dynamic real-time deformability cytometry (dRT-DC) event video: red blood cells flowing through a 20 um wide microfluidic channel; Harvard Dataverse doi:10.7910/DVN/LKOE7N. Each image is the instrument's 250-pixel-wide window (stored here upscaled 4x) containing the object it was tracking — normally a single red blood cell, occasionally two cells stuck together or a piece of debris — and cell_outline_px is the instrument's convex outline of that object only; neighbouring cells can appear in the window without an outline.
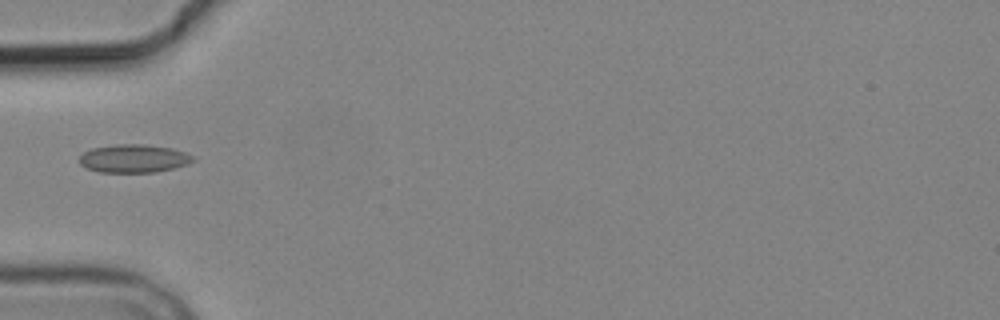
{"species": "common noctule bat (a hibernating species)", "species_latin": "Nyctalus noctula", "temperature_condition": "cold", "stored_images_in_passage": 3, "camera_frame_rate_fps": 3000, "um_per_image_px": 0.085, "animal": {"sex": "male", "body_mass_g": 19.2, "forearm_length_mm": 51.8}, "frame": {"image": 1, "passage_image": 3, "time_ms": 3.333, "image_size_px": [1000, 320], "cell_outline_px": [[196, 160], [188, 164], [156, 172], [100, 172], [88, 168], [80, 164], [80, 156], [84, 152], [92, 148], [116, 144], [144, 144], [172, 148], [196, 156]], "centroid_in_image_um": [11.41, 13.46], "position_along_channel_um": 73.6, "area_um2": 18.67}}